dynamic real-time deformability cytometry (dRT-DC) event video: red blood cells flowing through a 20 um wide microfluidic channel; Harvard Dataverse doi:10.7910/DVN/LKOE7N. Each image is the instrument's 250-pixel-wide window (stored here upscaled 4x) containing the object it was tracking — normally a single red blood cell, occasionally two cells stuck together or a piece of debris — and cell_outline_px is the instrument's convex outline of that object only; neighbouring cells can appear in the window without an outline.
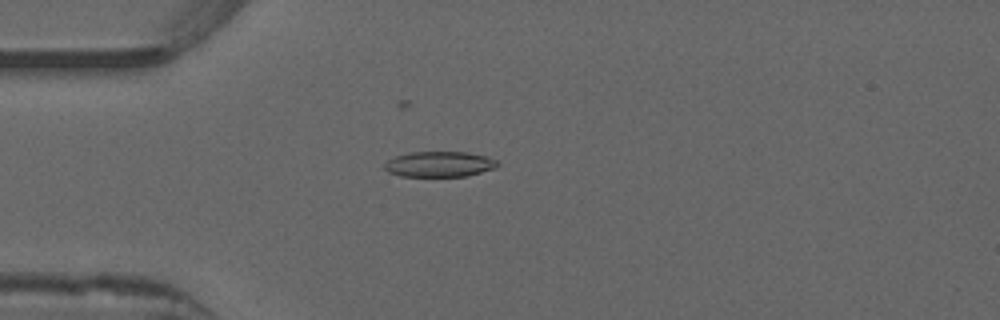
{"species": "common noctule bat (a hibernating species)", "species_latin": "Nyctalus noctula", "temperature_condition": "warm", "stored_images_in_passage": 43, "camera_frame_rate_fps": 3000, "um_per_image_px": 0.085, "animal": {"sex": "male", "forearm_length_mm": 52.5}, "frame": {"image": 1, "passage_image": 14, "time_ms": 4.333, "image_size_px": [1000, 320], "cell_outline_px": [[500, 164], [496, 168], [468, 176], [400, 176], [388, 172], [384, 168], [384, 164], [388, 160], [396, 156], [408, 152], [468, 152], [488, 156], [500, 160]], "centroid_in_image_um": [37.41, 13.95], "position_along_channel_um": 47.6, "area_um2": 17.05}}
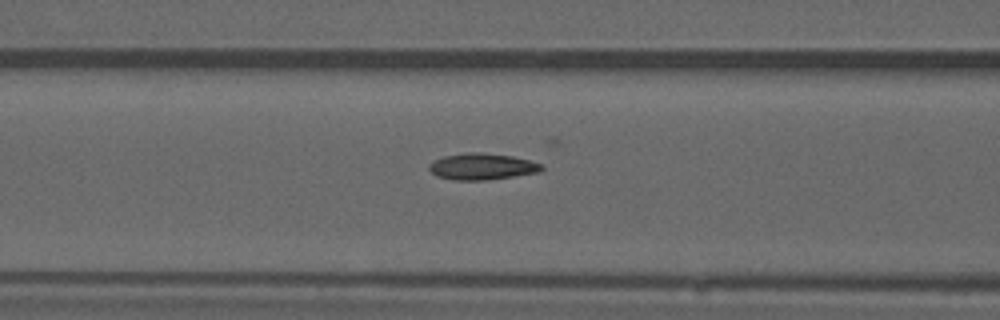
{"frame": {"image": 2, "passage_image": 21, "time_ms": 6.667, "image_size_px": [1000, 320], "cell_outline_px": [[544, 168], [540, 172], [488, 180], [452, 180], [436, 176], [428, 168], [428, 164], [444, 156], [464, 152], [480, 152], [512, 156], [544, 164]], "centroid_in_image_um": [40.98, 14.16], "position_along_channel_um": 125.6, "area_um2": 17.46}}
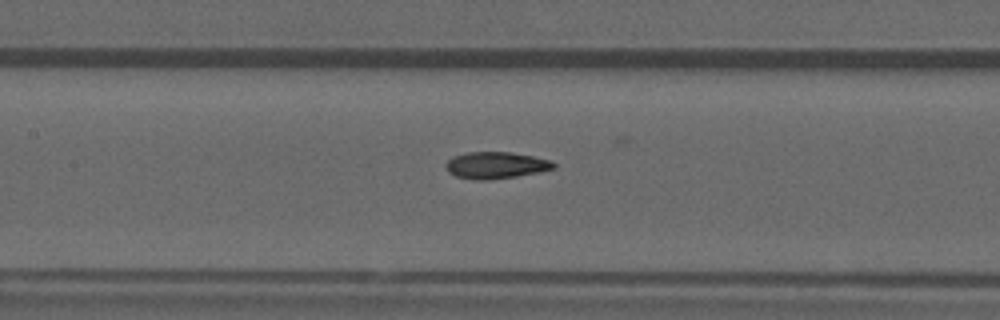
{"frame": {"image": 3, "passage_image": 24, "time_ms": 7.667, "image_size_px": [1000, 320], "cell_outline_px": [[556, 168], [516, 176], [488, 180], [472, 180], [456, 176], [448, 172], [444, 164], [452, 156], [468, 152], [508, 152], [532, 156], [552, 160], [556, 164]], "centroid_in_image_um": [42.11, 14.04], "position_along_channel_um": 165.3, "area_um2": 16.82}}